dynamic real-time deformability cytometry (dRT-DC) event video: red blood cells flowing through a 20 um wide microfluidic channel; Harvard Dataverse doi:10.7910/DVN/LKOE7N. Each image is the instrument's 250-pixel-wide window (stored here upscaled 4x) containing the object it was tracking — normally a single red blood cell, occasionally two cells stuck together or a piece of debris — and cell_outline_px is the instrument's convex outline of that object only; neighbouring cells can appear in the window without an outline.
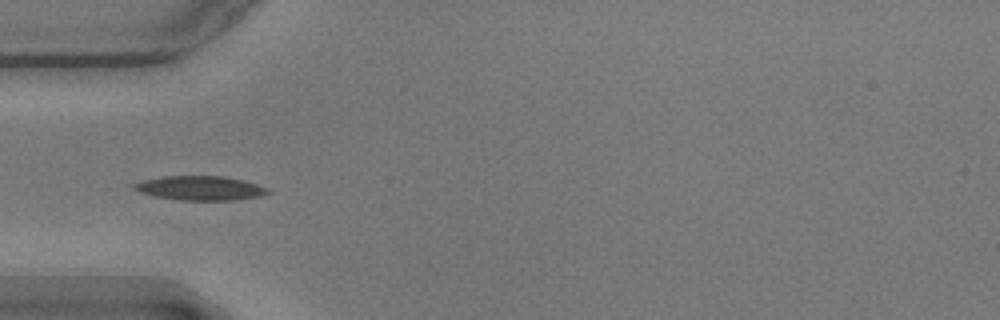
{"species": "common noctule bat (a hibernating species)", "species_latin": "Nyctalus noctula", "temperature_condition": "warm", "stored_images_in_passage": 40, "camera_frame_rate_fps": 3000, "um_per_image_px": 0.085, "animal": {"sex": "male", "body_mass_g": 17.9}, "frame": {"image": 1, "passage_image": 1, "time_ms": 0.0, "image_size_px": [1000, 320], "cell_outline_px": [[272, 192], [260, 196], [236, 200], [180, 200], [156, 196], [140, 192], [132, 188], [132, 184], [144, 180], [164, 176], [224, 176], [256, 184], [268, 188]], "centroid_in_image_um": [17.02, 15.99], "position_along_channel_um": 68.0, "area_um2": 18.79}}
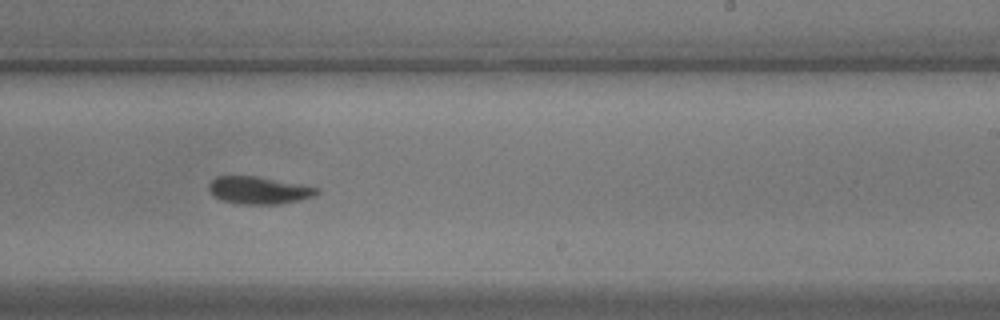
{"frame": {"image": 2, "passage_image": 18, "time_ms": 5.667, "image_size_px": [1000, 320], "cell_outline_px": [[320, 192], [312, 196], [280, 204], [244, 204], [224, 200], [216, 196], [208, 188], [208, 184], [216, 176], [256, 176], [300, 184], [320, 188]], "centroid_in_image_um": [22.01, 16.16], "position_along_channel_um": 267.0, "area_um2": 16.88}}
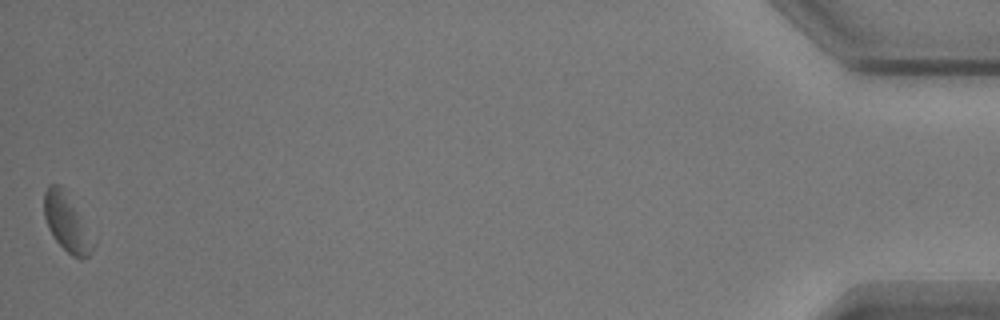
{"frame": {"image": 3, "passage_image": 40, "time_ms": 13.0, "image_size_px": [1000, 320], "cell_outline_px": [[96, 244], [92, 252], [88, 256], [80, 260], [72, 256], [52, 236], [48, 228], [44, 216], [44, 192], [52, 184], [60, 184], [80, 216]], "centroid_in_image_um": [5.67, 18.98], "position_along_channel_um": 429.5, "area_um2": 16.01}, "authors_computed_cell_mechanics": {"area_um2": 17.1377, "velocity_mm_per_s": 3.5138, "shape_relaxation_time_tau1_ms": 8.3898, "shape_relaxation_time_tau2_ms": null, "deformation_change_tau1": 0.1891, "deformation_change_tau2": null}}